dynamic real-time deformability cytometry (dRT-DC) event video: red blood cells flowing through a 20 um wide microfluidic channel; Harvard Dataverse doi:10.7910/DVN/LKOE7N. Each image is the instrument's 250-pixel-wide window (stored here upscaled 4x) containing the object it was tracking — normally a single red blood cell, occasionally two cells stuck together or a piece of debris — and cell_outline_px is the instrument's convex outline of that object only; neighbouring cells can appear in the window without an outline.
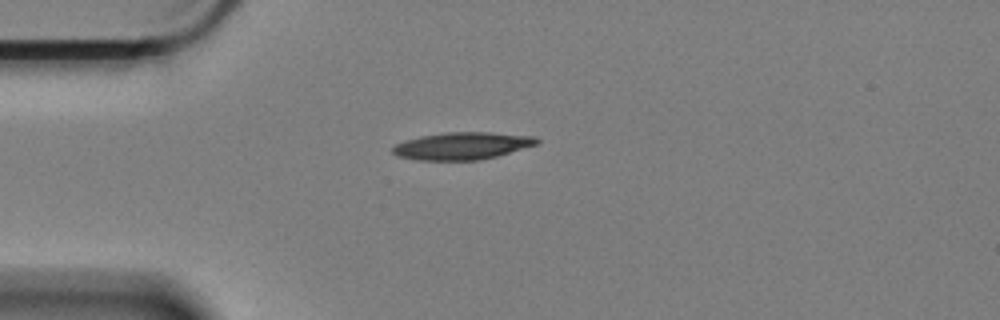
{"species": "Egyptian fruit bat (a non-hibernating species)", "species_latin": "Rousettus aegyptiacus", "temperature_condition": "cold", "stored_images_in_passage": 7, "camera_frame_rate_fps": 3000, "um_per_image_px": 0.085, "animal": {"sex": "female"}, "frame": {"image": 1, "passage_image": 1, "time_ms": 0.0, "image_size_px": [1000, 320], "cell_outline_px": [[540, 140], [536, 144], [496, 156], [480, 160], [416, 160], [396, 156], [392, 152], [392, 148], [396, 144], [404, 140], [420, 136], [448, 132], [488, 132], [536, 136]], "centroid_in_image_um": [39.25, 12.4], "position_along_channel_um": 45.8, "area_um2": 22.89}}
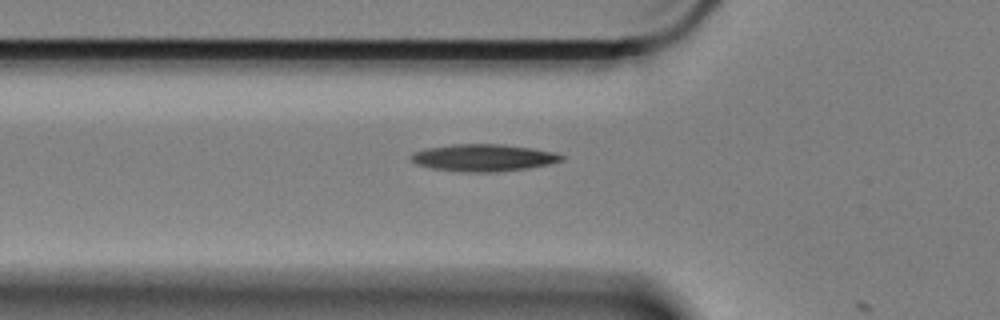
{"frame": {"image": 2, "passage_image": 6, "time_ms": 1.667, "image_size_px": [1000, 320], "cell_outline_px": [[564, 160], [548, 164], [528, 168], [496, 172], [464, 172], [432, 168], [416, 164], [408, 156], [412, 152], [424, 148], [452, 144], [504, 144], [532, 148], [556, 152], [564, 156]], "centroid_in_image_um": [41.07, 13.4], "position_along_channel_um": 84.7, "area_um2": 23.99}}